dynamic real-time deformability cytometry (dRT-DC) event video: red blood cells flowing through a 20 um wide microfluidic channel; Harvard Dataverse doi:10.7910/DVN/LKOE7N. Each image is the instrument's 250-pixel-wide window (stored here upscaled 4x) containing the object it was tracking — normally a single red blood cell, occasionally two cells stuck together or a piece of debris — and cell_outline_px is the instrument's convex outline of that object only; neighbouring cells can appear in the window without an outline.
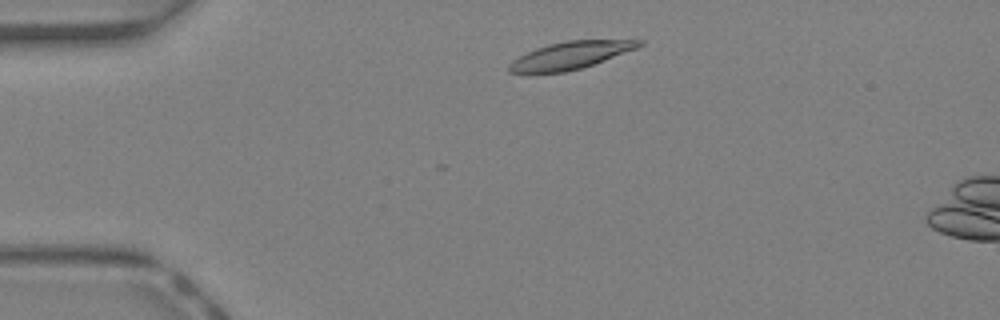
{"species": "Egyptian fruit bat (a non-hibernating species)", "species_latin": "Rousettus aegyptiacus", "temperature_condition": "warm", "stored_images_in_passage": 5, "camera_frame_rate_fps": 3000, "um_per_image_px": 0.085, "animal": {"sex": "female"}, "frame": {"image": 1, "passage_image": 1, "time_ms": 0.0, "image_size_px": [1000, 320], "cell_outline_px": [[644, 44], [636, 48], [604, 60], [580, 68], [564, 72], [508, 72], [508, 64], [512, 60], [536, 48], [548, 44], [568, 40], [644, 40]], "centroid_in_image_um": [48.48, 4.69], "position_along_channel_um": 36.5, "area_um2": 20.29}}